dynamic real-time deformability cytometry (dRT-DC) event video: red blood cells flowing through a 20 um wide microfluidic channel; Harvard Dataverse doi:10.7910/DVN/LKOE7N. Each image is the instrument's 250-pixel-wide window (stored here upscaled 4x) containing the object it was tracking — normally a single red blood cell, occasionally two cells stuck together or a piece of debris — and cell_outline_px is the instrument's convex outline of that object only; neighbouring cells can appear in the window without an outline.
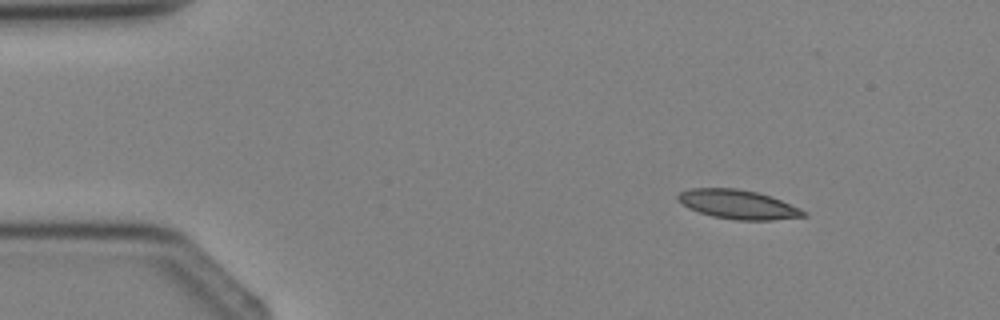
{"species": "Egyptian fruit bat (a non-hibernating species)", "species_latin": "Rousettus aegyptiacus", "temperature_condition": "cold", "stored_images_in_passage": 2, "camera_frame_rate_fps": 3000, "um_per_image_px": 0.085, "animal": {"sex": "female"}, "frame": {"image": 1, "passage_image": 1, "time_ms": 0.0, "image_size_px": [1000, 320], "cell_outline_px": [[808, 216], [772, 220], [736, 220], [712, 216], [688, 208], [676, 196], [680, 192], [688, 188], [736, 188], [756, 192], [772, 196], [800, 208], [808, 212]], "centroid_in_image_um": [62.77, 17.37], "position_along_channel_um": 22.2, "area_um2": 21.33}}
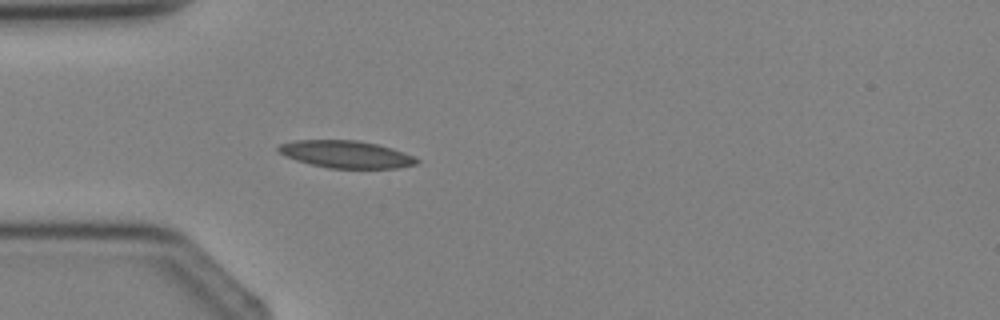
{"frame": {"image": 2, "passage_image": 2, "time_ms": 2.0, "image_size_px": [1000, 320], "cell_outline_px": [[420, 160], [416, 164], [396, 168], [328, 168], [296, 160], [284, 156], [276, 148], [280, 144], [296, 140], [356, 140], [376, 144], [392, 148], [404, 152]], "centroid_in_image_um": [29.4, 13.11], "position_along_channel_um": 55.6, "area_um2": 21.85}}